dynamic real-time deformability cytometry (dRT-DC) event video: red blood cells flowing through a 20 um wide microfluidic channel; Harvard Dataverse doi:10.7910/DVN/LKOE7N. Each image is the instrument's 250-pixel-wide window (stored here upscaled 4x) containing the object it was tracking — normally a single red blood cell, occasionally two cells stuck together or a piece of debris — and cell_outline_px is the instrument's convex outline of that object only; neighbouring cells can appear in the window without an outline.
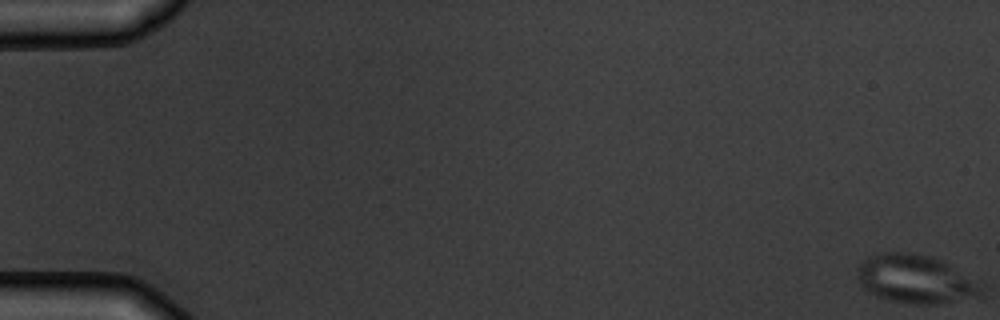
{"species": "common noctule bat (a hibernating species)", "species_latin": "Nyctalus noctula", "temperature_condition": "warm", "stored_images_in_passage": 4, "camera_frame_rate_fps": 3000, "um_per_image_px": 0.085, "animal": {"sex": "male", "body_mass_g": 19.5, "forearm_length_mm": 54.6}, "frame": {"image": 1, "passage_image": 1, "time_ms": 0.0, "image_size_px": [1000, 320], "cell_outline_px": [[984, 296], [936, 304], [912, 304], [892, 300], [876, 296], [864, 288], [860, 284], [856, 276], [856, 268], [868, 256], [888, 252], [908, 252], [932, 256], [948, 264], [980, 288], [984, 292]], "centroid_in_image_um": [77.72, 23.73], "position_along_channel_um": 7.3, "area_um2": 34.39}}